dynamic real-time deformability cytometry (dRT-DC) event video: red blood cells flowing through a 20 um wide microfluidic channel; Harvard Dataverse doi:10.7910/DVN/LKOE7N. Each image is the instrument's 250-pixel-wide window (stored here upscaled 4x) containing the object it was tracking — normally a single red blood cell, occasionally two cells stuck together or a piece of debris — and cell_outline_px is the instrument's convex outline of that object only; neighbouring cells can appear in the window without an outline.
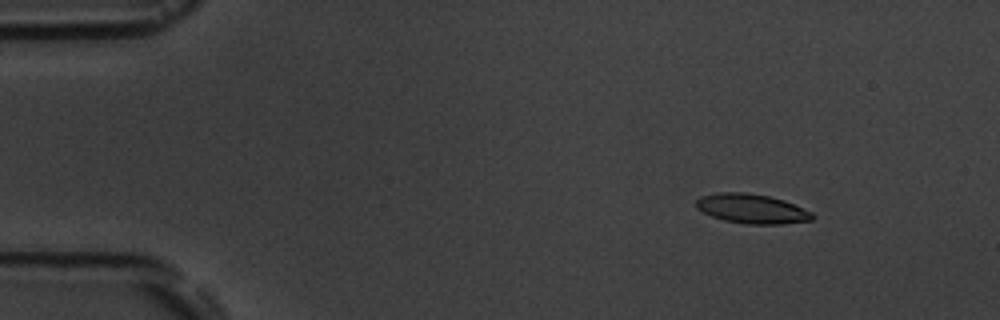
{"species": "common noctule bat (a hibernating species)", "species_latin": "Nyctalus noctula", "temperature_condition": "room temperature", "stored_images_in_passage": 5, "camera_frame_rate_fps": 3000, "um_per_image_px": 0.085, "animal": {"sex": "male", "body_mass_g": 19.5, "forearm_length_mm": 54.6}, "frame": {"image": 1, "passage_image": 2, "time_ms": 1.0, "image_size_px": [1000, 320], "cell_outline_px": [[816, 216], [812, 220], [780, 224], [744, 224], [724, 220], [712, 216], [696, 208], [696, 200], [700, 196], [720, 192], [748, 192], [768, 196], [784, 200], [812, 212]], "centroid_in_image_um": [63.91, 17.74], "position_along_channel_um": 21.1, "area_um2": 20.0}}
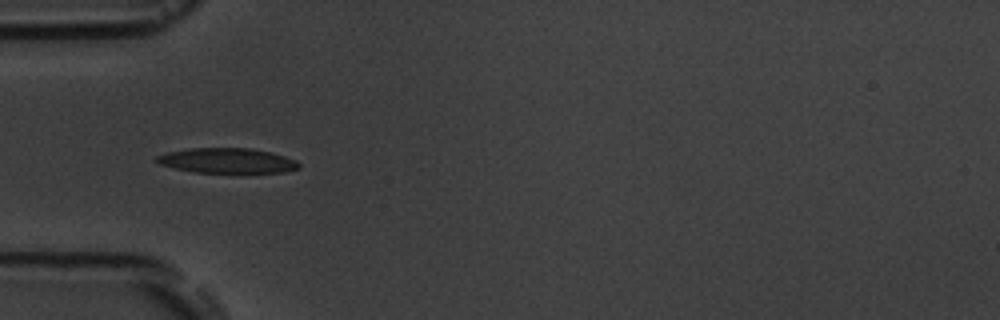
{"frame": {"image": 2, "passage_image": 5, "time_ms": 4.667, "image_size_px": [1000, 320], "cell_outline_px": [[300, 168], [284, 172], [196, 172], [176, 168], [160, 164], [156, 160], [156, 156], [168, 152], [188, 148], [248, 148], [268, 152], [284, 156], [296, 160], [300, 164]], "centroid_in_image_um": [19.31, 13.65], "position_along_channel_um": 65.7, "area_um2": 20.4}}